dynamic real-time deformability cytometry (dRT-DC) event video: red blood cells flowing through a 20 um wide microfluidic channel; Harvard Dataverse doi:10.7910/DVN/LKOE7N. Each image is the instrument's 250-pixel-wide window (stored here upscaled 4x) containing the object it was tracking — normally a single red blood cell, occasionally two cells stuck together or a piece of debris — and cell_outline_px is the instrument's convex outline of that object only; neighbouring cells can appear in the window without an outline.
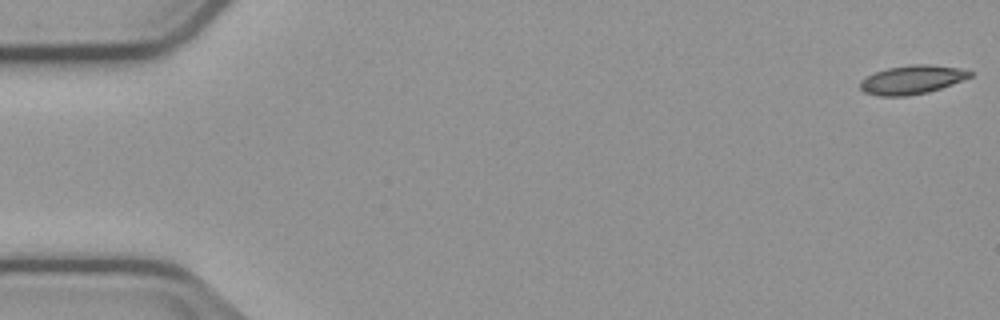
{"species": "common noctule bat (a hibernating species)", "species_latin": "Nyctalus noctula", "temperature_condition": "cold", "stored_images_in_passage": 5, "camera_frame_rate_fps": 3000, "um_per_image_px": 0.085, "animal": {"sex": "male", "body_mass_g": 23.1, "forearm_length_mm": 52.7}, "frame": {"image": 1, "passage_image": 1, "time_ms": 0.0, "image_size_px": [1000, 320], "cell_outline_px": [[972, 76], [952, 84], [928, 92], [904, 96], [880, 96], [864, 92], [860, 88], [860, 80], [864, 76], [888, 68], [908, 64], [928, 64], [960, 68], [972, 72]], "centroid_in_image_um": [77.49, 6.77], "position_along_channel_um": 7.5, "area_um2": 18.38}}
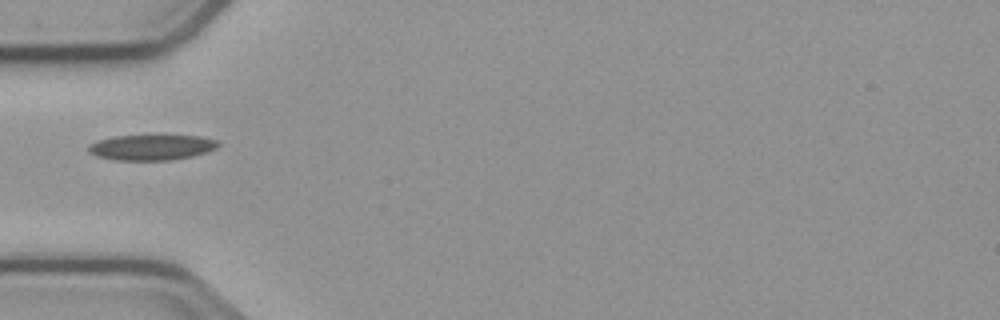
{"frame": {"image": 2, "passage_image": 5, "time_ms": 5.667, "image_size_px": [1000, 320], "cell_outline_px": [[220, 144], [216, 148], [208, 152], [192, 156], [172, 160], [116, 160], [96, 156], [88, 152], [88, 144], [96, 140], [112, 136], [200, 136], [216, 140]], "centroid_in_image_um": [12.85, 12.53], "position_along_channel_um": 72.2, "area_um2": 19.31}}